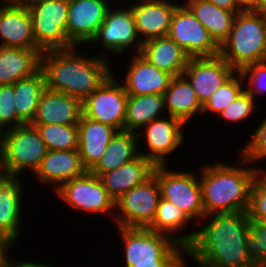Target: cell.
Masks as SVG:
<instances>
[{"label":"cell","mask_w":266,"mask_h":267,"mask_svg":"<svg viewBox=\"0 0 266 267\" xmlns=\"http://www.w3.org/2000/svg\"><path fill=\"white\" fill-rule=\"evenodd\" d=\"M201 221L198 230L179 235L186 256L198 267H255L246 246L251 233L247 212L214 213Z\"/></svg>","instance_id":"1"},{"label":"cell","mask_w":266,"mask_h":267,"mask_svg":"<svg viewBox=\"0 0 266 267\" xmlns=\"http://www.w3.org/2000/svg\"><path fill=\"white\" fill-rule=\"evenodd\" d=\"M77 48L44 51L41 55V70L48 90L83 101L115 70H112L110 60L99 55L77 53Z\"/></svg>","instance_id":"2"},{"label":"cell","mask_w":266,"mask_h":267,"mask_svg":"<svg viewBox=\"0 0 266 267\" xmlns=\"http://www.w3.org/2000/svg\"><path fill=\"white\" fill-rule=\"evenodd\" d=\"M239 160L229 165L226 162H214L203 165L199 170L202 190V203L205 215L214 213L248 212L251 188L261 167L247 166L251 163L238 153ZM246 165V167H245Z\"/></svg>","instance_id":"3"},{"label":"cell","mask_w":266,"mask_h":267,"mask_svg":"<svg viewBox=\"0 0 266 267\" xmlns=\"http://www.w3.org/2000/svg\"><path fill=\"white\" fill-rule=\"evenodd\" d=\"M220 55L236 71L266 61V16L249 8L238 12Z\"/></svg>","instance_id":"4"},{"label":"cell","mask_w":266,"mask_h":267,"mask_svg":"<svg viewBox=\"0 0 266 267\" xmlns=\"http://www.w3.org/2000/svg\"><path fill=\"white\" fill-rule=\"evenodd\" d=\"M123 242V267L155 261H185L187 248L172 237L147 228L117 227ZM184 254V255H183Z\"/></svg>","instance_id":"5"},{"label":"cell","mask_w":266,"mask_h":267,"mask_svg":"<svg viewBox=\"0 0 266 267\" xmlns=\"http://www.w3.org/2000/svg\"><path fill=\"white\" fill-rule=\"evenodd\" d=\"M0 147L7 175L35 173L48 150L38 129L31 124L1 131Z\"/></svg>","instance_id":"6"},{"label":"cell","mask_w":266,"mask_h":267,"mask_svg":"<svg viewBox=\"0 0 266 267\" xmlns=\"http://www.w3.org/2000/svg\"><path fill=\"white\" fill-rule=\"evenodd\" d=\"M153 175L157 178L163 199L174 203L196 223L195 225L201 222L205 216V210L202 203L199 173L191 170L176 171L167 165H157Z\"/></svg>","instance_id":"7"},{"label":"cell","mask_w":266,"mask_h":267,"mask_svg":"<svg viewBox=\"0 0 266 267\" xmlns=\"http://www.w3.org/2000/svg\"><path fill=\"white\" fill-rule=\"evenodd\" d=\"M119 3L120 1H117L114 3V6L116 4L117 7L111 6L108 9L103 24L99 27L96 36L88 44V46H92V44L95 45L97 43L100 45L102 43L103 51L99 56L108 60L112 58L109 55L110 53L123 55L128 50L131 51V54L132 51L140 53L143 44L139 37L131 8L127 7L124 1H121V4Z\"/></svg>","instance_id":"8"},{"label":"cell","mask_w":266,"mask_h":267,"mask_svg":"<svg viewBox=\"0 0 266 267\" xmlns=\"http://www.w3.org/2000/svg\"><path fill=\"white\" fill-rule=\"evenodd\" d=\"M24 3L31 13L36 46L42 52L75 46L67 35L68 0Z\"/></svg>","instance_id":"9"},{"label":"cell","mask_w":266,"mask_h":267,"mask_svg":"<svg viewBox=\"0 0 266 267\" xmlns=\"http://www.w3.org/2000/svg\"><path fill=\"white\" fill-rule=\"evenodd\" d=\"M161 198L157 178L152 175L115 201L114 221L117 227L147 228L155 218Z\"/></svg>","instance_id":"10"},{"label":"cell","mask_w":266,"mask_h":267,"mask_svg":"<svg viewBox=\"0 0 266 267\" xmlns=\"http://www.w3.org/2000/svg\"><path fill=\"white\" fill-rule=\"evenodd\" d=\"M65 205L74 211L91 214H107L114 219L115 200L104 187L101 179L87 171L82 176L73 178L54 191Z\"/></svg>","instance_id":"11"},{"label":"cell","mask_w":266,"mask_h":267,"mask_svg":"<svg viewBox=\"0 0 266 267\" xmlns=\"http://www.w3.org/2000/svg\"><path fill=\"white\" fill-rule=\"evenodd\" d=\"M114 74L82 101V115L122 131L128 94Z\"/></svg>","instance_id":"12"},{"label":"cell","mask_w":266,"mask_h":267,"mask_svg":"<svg viewBox=\"0 0 266 267\" xmlns=\"http://www.w3.org/2000/svg\"><path fill=\"white\" fill-rule=\"evenodd\" d=\"M185 126L180 119L169 115L148 123L141 129L142 131L137 132L138 147L147 146L145 150L147 149L148 152L141 150L139 154L150 160L155 166H168L170 161L168 156L178 150L180 145H184L183 128Z\"/></svg>","instance_id":"13"},{"label":"cell","mask_w":266,"mask_h":267,"mask_svg":"<svg viewBox=\"0 0 266 267\" xmlns=\"http://www.w3.org/2000/svg\"><path fill=\"white\" fill-rule=\"evenodd\" d=\"M168 36L190 57L220 54V47L196 16L181 3L174 11Z\"/></svg>","instance_id":"14"},{"label":"cell","mask_w":266,"mask_h":267,"mask_svg":"<svg viewBox=\"0 0 266 267\" xmlns=\"http://www.w3.org/2000/svg\"><path fill=\"white\" fill-rule=\"evenodd\" d=\"M116 1L68 0V39L78 47L88 45L103 24L108 9Z\"/></svg>","instance_id":"15"},{"label":"cell","mask_w":266,"mask_h":267,"mask_svg":"<svg viewBox=\"0 0 266 267\" xmlns=\"http://www.w3.org/2000/svg\"><path fill=\"white\" fill-rule=\"evenodd\" d=\"M237 71L221 55L190 58L183 75L193 86L199 102L204 103Z\"/></svg>","instance_id":"16"},{"label":"cell","mask_w":266,"mask_h":267,"mask_svg":"<svg viewBox=\"0 0 266 267\" xmlns=\"http://www.w3.org/2000/svg\"><path fill=\"white\" fill-rule=\"evenodd\" d=\"M178 2L175 1L174 4L172 0L125 1L133 12L135 25L142 42L168 36L173 13L182 3L179 0Z\"/></svg>","instance_id":"17"},{"label":"cell","mask_w":266,"mask_h":267,"mask_svg":"<svg viewBox=\"0 0 266 267\" xmlns=\"http://www.w3.org/2000/svg\"><path fill=\"white\" fill-rule=\"evenodd\" d=\"M0 46L39 49L26 3L0 4Z\"/></svg>","instance_id":"18"},{"label":"cell","mask_w":266,"mask_h":267,"mask_svg":"<svg viewBox=\"0 0 266 267\" xmlns=\"http://www.w3.org/2000/svg\"><path fill=\"white\" fill-rule=\"evenodd\" d=\"M130 66L125 70L124 81L120 80L128 95H163L173 78L171 74L159 70L140 53L130 55ZM127 71V72H126Z\"/></svg>","instance_id":"19"},{"label":"cell","mask_w":266,"mask_h":267,"mask_svg":"<svg viewBox=\"0 0 266 267\" xmlns=\"http://www.w3.org/2000/svg\"><path fill=\"white\" fill-rule=\"evenodd\" d=\"M88 170L77 150L48 151L39 168L33 174L43 185L53 186L55 191L67 181L82 176Z\"/></svg>","instance_id":"20"},{"label":"cell","mask_w":266,"mask_h":267,"mask_svg":"<svg viewBox=\"0 0 266 267\" xmlns=\"http://www.w3.org/2000/svg\"><path fill=\"white\" fill-rule=\"evenodd\" d=\"M82 101L71 95L48 90L42 92L31 124L78 125Z\"/></svg>","instance_id":"21"},{"label":"cell","mask_w":266,"mask_h":267,"mask_svg":"<svg viewBox=\"0 0 266 267\" xmlns=\"http://www.w3.org/2000/svg\"><path fill=\"white\" fill-rule=\"evenodd\" d=\"M19 176L7 175L0 181V233L15 245L21 237L24 187Z\"/></svg>","instance_id":"22"},{"label":"cell","mask_w":266,"mask_h":267,"mask_svg":"<svg viewBox=\"0 0 266 267\" xmlns=\"http://www.w3.org/2000/svg\"><path fill=\"white\" fill-rule=\"evenodd\" d=\"M118 130L81 115L78 123V151L85 168L90 171L105 153Z\"/></svg>","instance_id":"23"},{"label":"cell","mask_w":266,"mask_h":267,"mask_svg":"<svg viewBox=\"0 0 266 267\" xmlns=\"http://www.w3.org/2000/svg\"><path fill=\"white\" fill-rule=\"evenodd\" d=\"M155 165L143 155L123 164L115 170L103 173L99 178L110 196L116 201L124 193L143 184L153 175Z\"/></svg>","instance_id":"24"},{"label":"cell","mask_w":266,"mask_h":267,"mask_svg":"<svg viewBox=\"0 0 266 267\" xmlns=\"http://www.w3.org/2000/svg\"><path fill=\"white\" fill-rule=\"evenodd\" d=\"M40 49L0 46V85L15 84L41 69Z\"/></svg>","instance_id":"25"},{"label":"cell","mask_w":266,"mask_h":267,"mask_svg":"<svg viewBox=\"0 0 266 267\" xmlns=\"http://www.w3.org/2000/svg\"><path fill=\"white\" fill-rule=\"evenodd\" d=\"M140 54L159 70L181 76L190 57L169 36L143 42Z\"/></svg>","instance_id":"26"},{"label":"cell","mask_w":266,"mask_h":267,"mask_svg":"<svg viewBox=\"0 0 266 267\" xmlns=\"http://www.w3.org/2000/svg\"><path fill=\"white\" fill-rule=\"evenodd\" d=\"M163 96L167 116L178 118L185 125L202 112L203 105L184 75L174 76Z\"/></svg>","instance_id":"27"},{"label":"cell","mask_w":266,"mask_h":267,"mask_svg":"<svg viewBox=\"0 0 266 267\" xmlns=\"http://www.w3.org/2000/svg\"><path fill=\"white\" fill-rule=\"evenodd\" d=\"M181 2L208 30L211 38L219 47L228 39L238 12L220 8L207 0H181Z\"/></svg>","instance_id":"28"},{"label":"cell","mask_w":266,"mask_h":267,"mask_svg":"<svg viewBox=\"0 0 266 267\" xmlns=\"http://www.w3.org/2000/svg\"><path fill=\"white\" fill-rule=\"evenodd\" d=\"M137 133L129 131H117L112 137L103 156L90 170L94 175L100 177L103 173L117 169L126 164L139 154Z\"/></svg>","instance_id":"29"},{"label":"cell","mask_w":266,"mask_h":267,"mask_svg":"<svg viewBox=\"0 0 266 267\" xmlns=\"http://www.w3.org/2000/svg\"><path fill=\"white\" fill-rule=\"evenodd\" d=\"M165 112L163 95H128L124 130L137 133L153 120L165 117Z\"/></svg>","instance_id":"30"},{"label":"cell","mask_w":266,"mask_h":267,"mask_svg":"<svg viewBox=\"0 0 266 267\" xmlns=\"http://www.w3.org/2000/svg\"><path fill=\"white\" fill-rule=\"evenodd\" d=\"M45 89V77L41 69L34 75L20 79L14 84L15 108L18 118L24 124L32 123L40 96Z\"/></svg>","instance_id":"31"},{"label":"cell","mask_w":266,"mask_h":267,"mask_svg":"<svg viewBox=\"0 0 266 267\" xmlns=\"http://www.w3.org/2000/svg\"><path fill=\"white\" fill-rule=\"evenodd\" d=\"M193 222L185 212L179 209L174 203L160 198L156 215L148 230L162 233L172 237L179 243L177 233H182L188 224ZM176 235V236H175Z\"/></svg>","instance_id":"32"},{"label":"cell","mask_w":266,"mask_h":267,"mask_svg":"<svg viewBox=\"0 0 266 267\" xmlns=\"http://www.w3.org/2000/svg\"><path fill=\"white\" fill-rule=\"evenodd\" d=\"M35 126L48 151L77 150L78 125L31 124Z\"/></svg>","instance_id":"33"},{"label":"cell","mask_w":266,"mask_h":267,"mask_svg":"<svg viewBox=\"0 0 266 267\" xmlns=\"http://www.w3.org/2000/svg\"><path fill=\"white\" fill-rule=\"evenodd\" d=\"M244 91V80L237 71L229 80L218 88L204 103L201 115L207 113L218 116L231 102H233Z\"/></svg>","instance_id":"34"},{"label":"cell","mask_w":266,"mask_h":267,"mask_svg":"<svg viewBox=\"0 0 266 267\" xmlns=\"http://www.w3.org/2000/svg\"><path fill=\"white\" fill-rule=\"evenodd\" d=\"M251 233L247 240V251L255 267H266V224L250 221Z\"/></svg>","instance_id":"35"},{"label":"cell","mask_w":266,"mask_h":267,"mask_svg":"<svg viewBox=\"0 0 266 267\" xmlns=\"http://www.w3.org/2000/svg\"><path fill=\"white\" fill-rule=\"evenodd\" d=\"M14 84L0 85V130L24 125L15 108Z\"/></svg>","instance_id":"36"},{"label":"cell","mask_w":266,"mask_h":267,"mask_svg":"<svg viewBox=\"0 0 266 267\" xmlns=\"http://www.w3.org/2000/svg\"><path fill=\"white\" fill-rule=\"evenodd\" d=\"M255 99L245 90L218 114L226 122L241 123L248 119L256 108Z\"/></svg>","instance_id":"37"},{"label":"cell","mask_w":266,"mask_h":267,"mask_svg":"<svg viewBox=\"0 0 266 267\" xmlns=\"http://www.w3.org/2000/svg\"><path fill=\"white\" fill-rule=\"evenodd\" d=\"M247 213L250 221H261L266 224V172H260L252 184Z\"/></svg>","instance_id":"38"},{"label":"cell","mask_w":266,"mask_h":267,"mask_svg":"<svg viewBox=\"0 0 266 267\" xmlns=\"http://www.w3.org/2000/svg\"><path fill=\"white\" fill-rule=\"evenodd\" d=\"M244 80V90L255 101L257 95L266 93V61L249 64L239 71Z\"/></svg>","instance_id":"39"},{"label":"cell","mask_w":266,"mask_h":267,"mask_svg":"<svg viewBox=\"0 0 266 267\" xmlns=\"http://www.w3.org/2000/svg\"><path fill=\"white\" fill-rule=\"evenodd\" d=\"M254 133L250 134V139L240 148V154L251 164L255 161L266 160V116L262 118V122L256 127Z\"/></svg>","instance_id":"40"},{"label":"cell","mask_w":266,"mask_h":267,"mask_svg":"<svg viewBox=\"0 0 266 267\" xmlns=\"http://www.w3.org/2000/svg\"><path fill=\"white\" fill-rule=\"evenodd\" d=\"M16 245L9 240L5 235L0 233V267H11V248Z\"/></svg>","instance_id":"41"},{"label":"cell","mask_w":266,"mask_h":267,"mask_svg":"<svg viewBox=\"0 0 266 267\" xmlns=\"http://www.w3.org/2000/svg\"><path fill=\"white\" fill-rule=\"evenodd\" d=\"M216 6L232 12H241L245 8L239 3L238 0H207Z\"/></svg>","instance_id":"42"},{"label":"cell","mask_w":266,"mask_h":267,"mask_svg":"<svg viewBox=\"0 0 266 267\" xmlns=\"http://www.w3.org/2000/svg\"><path fill=\"white\" fill-rule=\"evenodd\" d=\"M186 261H155V263L135 264L134 267H185Z\"/></svg>","instance_id":"43"},{"label":"cell","mask_w":266,"mask_h":267,"mask_svg":"<svg viewBox=\"0 0 266 267\" xmlns=\"http://www.w3.org/2000/svg\"><path fill=\"white\" fill-rule=\"evenodd\" d=\"M11 267H53V265H47V263H36L35 262H30V261H19V260H15V259H11Z\"/></svg>","instance_id":"44"},{"label":"cell","mask_w":266,"mask_h":267,"mask_svg":"<svg viewBox=\"0 0 266 267\" xmlns=\"http://www.w3.org/2000/svg\"><path fill=\"white\" fill-rule=\"evenodd\" d=\"M249 9L266 16V0H256Z\"/></svg>","instance_id":"45"},{"label":"cell","mask_w":266,"mask_h":267,"mask_svg":"<svg viewBox=\"0 0 266 267\" xmlns=\"http://www.w3.org/2000/svg\"><path fill=\"white\" fill-rule=\"evenodd\" d=\"M7 176V173L5 171L4 162H3V154L0 147V181L4 179Z\"/></svg>","instance_id":"46"},{"label":"cell","mask_w":266,"mask_h":267,"mask_svg":"<svg viewBox=\"0 0 266 267\" xmlns=\"http://www.w3.org/2000/svg\"><path fill=\"white\" fill-rule=\"evenodd\" d=\"M238 1L245 9H248L255 3L256 0H238Z\"/></svg>","instance_id":"47"},{"label":"cell","mask_w":266,"mask_h":267,"mask_svg":"<svg viewBox=\"0 0 266 267\" xmlns=\"http://www.w3.org/2000/svg\"><path fill=\"white\" fill-rule=\"evenodd\" d=\"M1 4H17L23 2V0H0Z\"/></svg>","instance_id":"48"},{"label":"cell","mask_w":266,"mask_h":267,"mask_svg":"<svg viewBox=\"0 0 266 267\" xmlns=\"http://www.w3.org/2000/svg\"><path fill=\"white\" fill-rule=\"evenodd\" d=\"M48 1H57V0H23V2H48Z\"/></svg>","instance_id":"49"}]
</instances>
